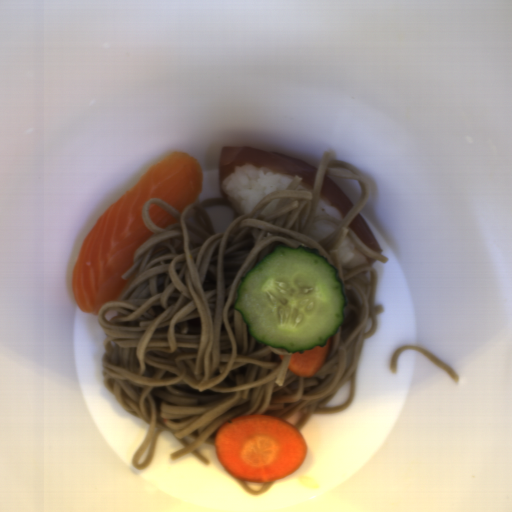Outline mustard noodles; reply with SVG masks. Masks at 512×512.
<instances>
[{
    "instance_id": "obj_1",
    "label": "mustard noodles",
    "mask_w": 512,
    "mask_h": 512,
    "mask_svg": "<svg viewBox=\"0 0 512 512\" xmlns=\"http://www.w3.org/2000/svg\"><path fill=\"white\" fill-rule=\"evenodd\" d=\"M327 172L358 180L362 189L341 221L315 212ZM302 179L295 175L284 190L266 195L248 213L222 196L191 203L181 213L159 199L144 204L142 221L155 235L136 248L133 265L121 276L126 287L97 315L106 334L102 382L130 417L149 426L130 462L133 470L150 467L163 432L184 448L170 461L192 453L208 467L211 462L198 448L215 447L227 421L270 416L287 422L301 409L294 426L299 432L311 415L341 412L353 404L365 340L376 334L384 308L375 305L377 269L344 267L337 251L348 235L364 255L383 264L389 259L361 242L350 226L370 197L361 171L324 152L313 188L299 189ZM149 203L172 213L177 222L157 228L148 217ZM212 206H228L234 213L223 233L214 234L206 217L205 208ZM321 219L338 227L317 240L308 232ZM298 245L327 257L346 298L347 319L331 337L323 366L307 379L287 368L291 353L250 337L234 307L237 289L251 270L276 249ZM108 309L119 314L110 322L104 316ZM347 382L348 401L324 407Z\"/></svg>"
},
{
    "instance_id": "obj_2",
    "label": "mustard noodles",
    "mask_w": 512,
    "mask_h": 512,
    "mask_svg": "<svg viewBox=\"0 0 512 512\" xmlns=\"http://www.w3.org/2000/svg\"><path fill=\"white\" fill-rule=\"evenodd\" d=\"M404 350H413L417 353H420L422 355H424L429 361H431L436 367L440 368L441 370L445 371L448 376L457 384L459 382V377L458 375L453 371V369L447 365L446 363H444L443 361H441L439 358H437L436 356H434L433 354L425 351L424 349L418 347V346H413V345H405V346H401L400 348H398L397 350L394 351L392 357H391V360H390V365H389V371L391 373H397V363H398V359H399V356L400 354L404 351Z\"/></svg>"
},
{
    "instance_id": "obj_3",
    "label": "mustard noodles",
    "mask_w": 512,
    "mask_h": 512,
    "mask_svg": "<svg viewBox=\"0 0 512 512\" xmlns=\"http://www.w3.org/2000/svg\"><path fill=\"white\" fill-rule=\"evenodd\" d=\"M232 478L238 483V485L244 490L246 491L249 495H252V496H258V495H261V494H264L265 492H267L273 485L274 481H271V482H266L264 484V486L259 490V491H254L253 489L249 488L247 486V484L244 482V480H240V479H237L231 472L229 473Z\"/></svg>"
}]
</instances>
